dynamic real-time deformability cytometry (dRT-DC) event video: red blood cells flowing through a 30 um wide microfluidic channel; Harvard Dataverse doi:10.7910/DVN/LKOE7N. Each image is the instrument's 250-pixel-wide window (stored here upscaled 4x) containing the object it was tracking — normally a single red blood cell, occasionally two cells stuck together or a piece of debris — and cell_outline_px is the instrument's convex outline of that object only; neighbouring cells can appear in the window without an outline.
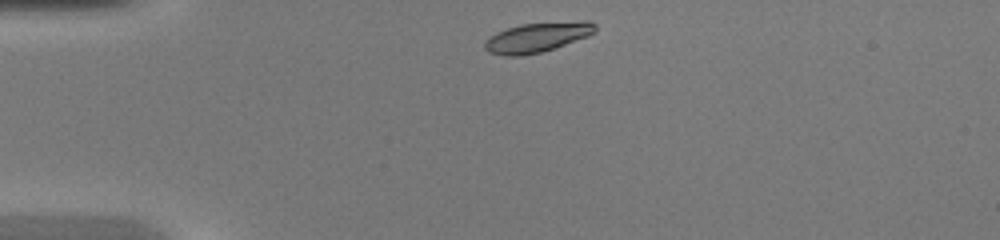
{"species": "common noctule bat (a hibernating species)", "species_latin": "Nyctalus noctula", "temperature_condition": "warm", "stored_images_in_passage": 37, "camera_frame_rate_fps": 3000, "um_per_image_px": 0.085, "animal": {"sex": "female", "body_mass_g": 20.0, "forearm_length_mm": 54.0}, "frame": {"image": 1, "passage_image": 1, "time_ms": 0.0, "image_size_px": [1000, 240], "cell_outline_px": [[596, 32], [588, 36], [540, 52], [520, 56], [504, 56], [488, 52], [484, 48], [484, 40], [488, 36], [496, 32], [520, 24], [584, 20], [588, 20], [596, 24]], "centroid_in_image_um": [45.64, 3.16], "position_along_channel_um": 39.4, "area_um2": 19.25}}
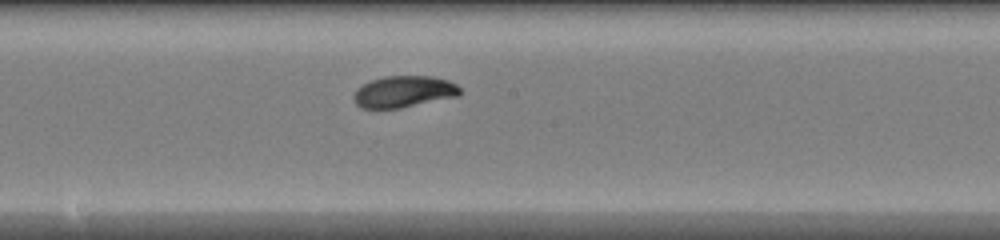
{"frame": {"image": 2, "passage_image": 16, "time_ms": 5.0, "image_size_px": [1000, 240], "cell_outline_px": [[460, 92], [456, 96], [400, 108], [360, 108], [352, 100], [352, 96], [356, 88], [372, 80], [384, 76], [428, 76], [448, 80], [456, 84], [460, 88]], "centroid_in_image_um": [34.26, 7.79], "position_along_channel_um": 213.9, "area_um2": 19.42}}
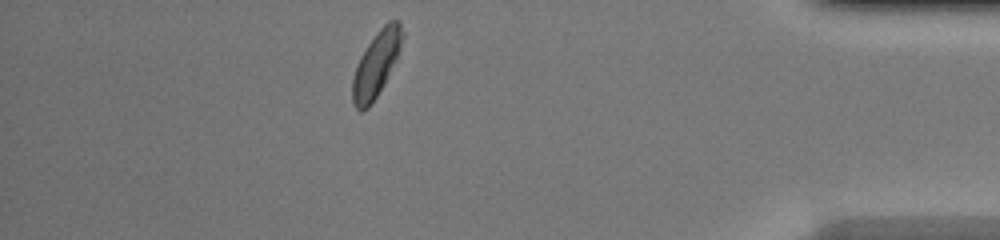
{"frame": {"image": 3, "passage_image": 32, "time_ms": 10.333, "image_size_px": [1000, 240], "cell_outline_px": [[404, 36], [400, 48], [384, 84], [372, 104], [368, 108], [360, 112], [356, 108], [352, 100], [352, 80], [356, 64], [360, 56], [376, 32], [388, 20], [400, 20], [404, 32]], "centroid_in_image_um": [31.97, 5.44], "position_along_channel_um": 403.2, "area_um2": 18.96}, "authors_computed_cell_mechanics": {"area_um2": 19.4786, "velocity_mm_per_s": 4.2944, "shape_relaxation_time_tau1_ms": 2.6432, "shape_relaxation_time_tau2_ms": null, "deformation_change_tau1": 0.1423, "deformation_change_tau2": null}}